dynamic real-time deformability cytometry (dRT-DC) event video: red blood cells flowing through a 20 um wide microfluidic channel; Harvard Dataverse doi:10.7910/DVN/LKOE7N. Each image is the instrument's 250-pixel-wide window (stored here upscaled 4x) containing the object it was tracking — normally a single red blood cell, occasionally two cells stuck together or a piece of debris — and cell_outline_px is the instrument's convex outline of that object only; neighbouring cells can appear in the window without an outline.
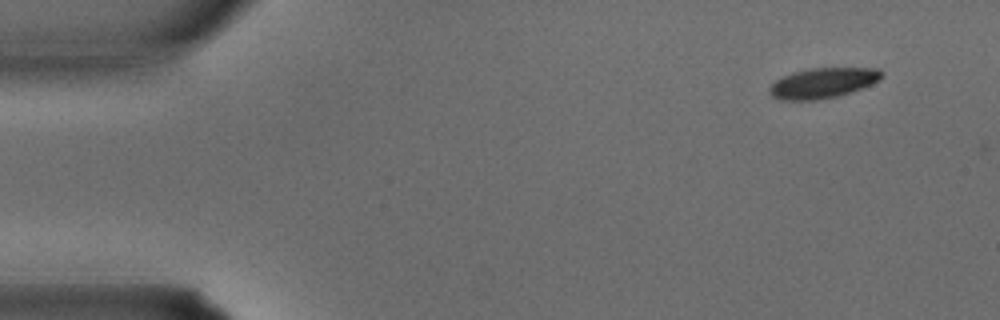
{"species": "common noctule bat (a hibernating species)", "species_latin": "Nyctalus noctula", "temperature_condition": "warm", "stored_images_in_passage": 33, "camera_frame_rate_fps": 3000, "um_per_image_px": 0.085, "animal": {"sex": "male", "body_mass_g": 15.6}, "frame": {"image": 1, "passage_image": 1, "time_ms": 0.0, "image_size_px": [1000, 320], "cell_outline_px": [[884, 76], [880, 80], [872, 84], [836, 96], [816, 100], [780, 100], [772, 96], [768, 92], [768, 88], [776, 80], [792, 72], [808, 68], [880, 68], [884, 72]], "centroid_in_image_um": [69.95, 7.04], "position_along_channel_um": 15.1, "area_um2": 19.83}}
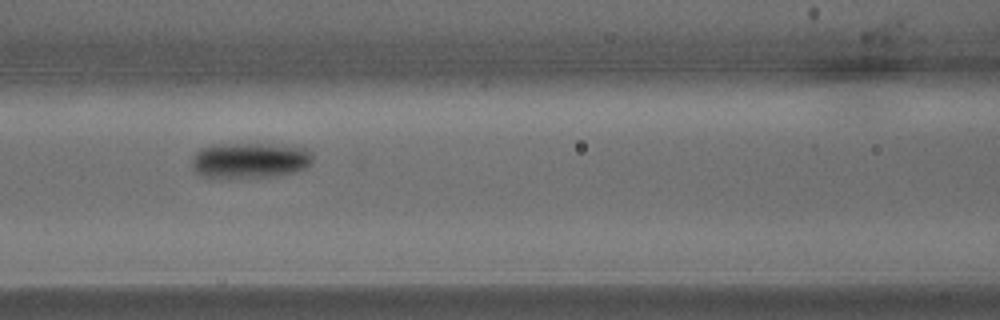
{"frame": {"image": 2, "passage_image": 13, "time_ms": 4.0, "image_size_px": [1000, 320], "cell_outline_px": [[312, 160], [304, 168], [296, 172], [280, 176], [200, 176], [192, 168], [192, 156], [200, 148], [212, 144], [268, 144], [308, 148], [312, 152]], "centroid_in_image_um": [21.24, 13.6], "position_along_channel_um": 145.4, "area_um2": 24.85}}
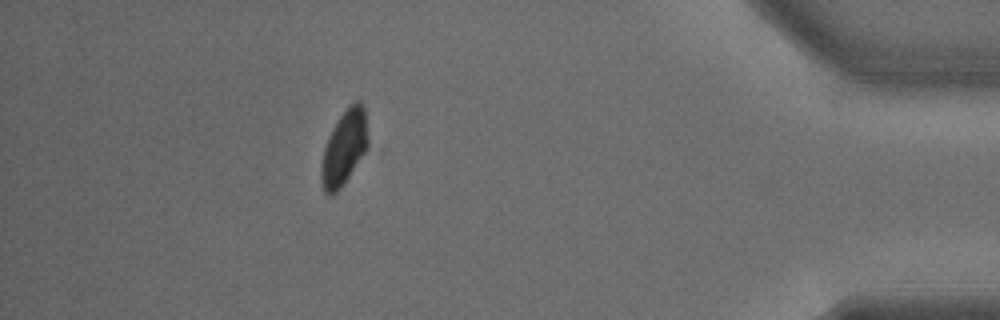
{"frame": {"image": 3, "passage_image": 29, "time_ms": 9.333, "image_size_px": [1000, 320], "cell_outline_px": [[368, 148], [344, 184], [332, 196], [328, 196], [324, 192], [320, 180], [320, 164], [324, 148], [328, 136], [332, 128], [348, 104], [356, 100], [360, 100], [364, 104], [368, 140]], "centroid_in_image_um": [29.24, 12.56], "position_along_channel_um": 406.0, "area_um2": 20.81}}